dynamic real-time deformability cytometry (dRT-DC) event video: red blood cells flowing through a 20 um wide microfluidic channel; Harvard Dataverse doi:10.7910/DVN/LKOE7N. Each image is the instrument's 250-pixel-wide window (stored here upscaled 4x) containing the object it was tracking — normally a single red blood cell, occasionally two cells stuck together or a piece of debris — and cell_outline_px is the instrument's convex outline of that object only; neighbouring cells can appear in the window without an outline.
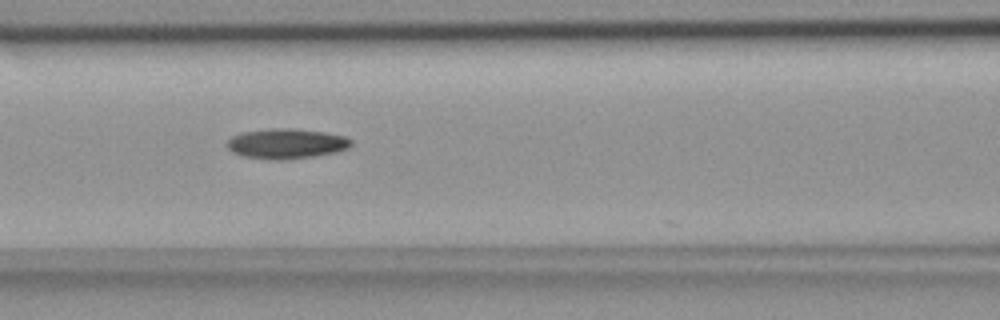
{"species": "common noctule bat (a hibernating species)", "species_latin": "Nyctalus noctula", "temperature_condition": "room temperature", "stored_images_in_passage": 6, "camera_frame_rate_fps": 3000, "um_per_image_px": 0.085, "animal": {"sex": "female", "body_mass_g": 18.4}, "frame": {"image": 1, "passage_image": 6, "time_ms": 1.667, "image_size_px": [1000, 320], "cell_outline_px": [[352, 144], [348, 148], [336, 152], [288, 160], [272, 160], [244, 156], [232, 152], [224, 144], [232, 136], [240, 132], [272, 128], [296, 128], [324, 132], [344, 136], [352, 140]], "centroid_in_image_um": [24.31, 12.2], "position_along_channel_um": 142.3, "area_um2": 21.96}}